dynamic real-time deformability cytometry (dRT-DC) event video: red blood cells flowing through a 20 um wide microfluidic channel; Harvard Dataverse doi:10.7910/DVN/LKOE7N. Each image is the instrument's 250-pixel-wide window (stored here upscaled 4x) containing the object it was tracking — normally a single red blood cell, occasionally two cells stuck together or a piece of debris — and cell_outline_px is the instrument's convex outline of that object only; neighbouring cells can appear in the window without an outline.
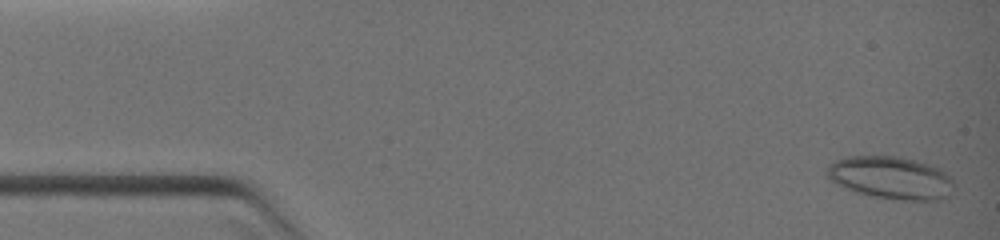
{"species": "common noctule bat (a hibernating species)", "species_latin": "Nyctalus noctula", "temperature_condition": "warm", "stored_images_in_passage": 36, "camera_frame_rate_fps": 3000, "um_per_image_px": 0.085, "animal": {"sex": "female", "body_mass_g": 19.0, "forearm_length_mm": 51.5}, "frame": {"image": 1, "passage_image": 1, "time_ms": 0.0, "image_size_px": [1000, 240], "cell_outline_px": [[952, 184], [948, 196], [940, 200], [904, 200], [876, 196], [856, 192], [832, 180], [828, 176], [828, 164], [836, 160], [848, 156], [900, 156], [916, 160], [940, 168], [952, 180]], "centroid_in_image_um": [75.74, 15.09], "position_along_channel_um": 9.3, "area_um2": 30.98}}
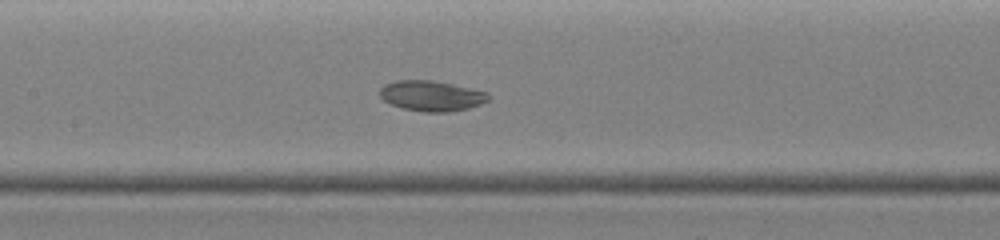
{"frame": {"image": 2, "passage_image": 17, "time_ms": 5.333, "image_size_px": [1000, 240], "cell_outline_px": [[488, 100], [480, 104], [468, 108], [448, 112], [424, 112], [404, 108], [392, 104], [384, 100], [380, 96], [380, 88], [384, 84], [396, 80], [432, 80], [452, 84], [488, 92]], "centroid_in_image_um": [36.66, 8.14], "position_along_channel_um": 170.7, "area_um2": 19.07}}
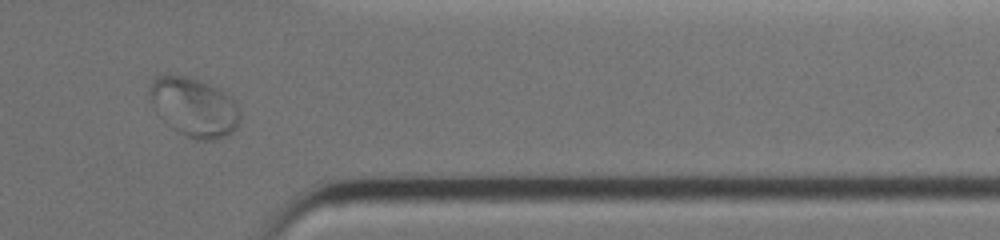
{"frame": {"image": 3, "passage_image": 30, "time_ms": 9.667, "image_size_px": [1000, 240], "cell_outline_px": [[240, 120], [236, 128], [228, 136], [212, 140], [196, 140], [176, 132], [172, 128], [152, 104], [148, 92], [148, 88], [152, 80], [156, 76], [184, 76], [200, 80], [212, 84], [232, 96], [236, 100], [240, 108]], "centroid_in_image_um": [16.55, 9.11], "position_along_channel_um": 394.8, "area_um2": 31.33}}